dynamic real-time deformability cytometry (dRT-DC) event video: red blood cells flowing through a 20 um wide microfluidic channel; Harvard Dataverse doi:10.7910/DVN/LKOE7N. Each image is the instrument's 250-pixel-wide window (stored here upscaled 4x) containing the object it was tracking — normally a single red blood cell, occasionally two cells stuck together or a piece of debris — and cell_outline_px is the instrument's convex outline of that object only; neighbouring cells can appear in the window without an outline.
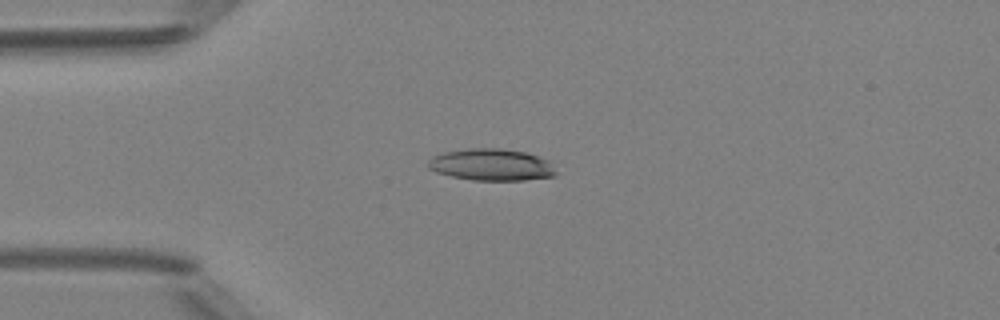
{"species": "Egyptian fruit bat (a non-hibernating species)", "species_latin": "Rousettus aegyptiacus", "temperature_condition": "room temperature", "stored_images_in_passage": 6, "camera_frame_rate_fps": 3000, "um_per_image_px": 0.085, "animal": {"sex": "female"}, "frame": {"image": 1, "passage_image": 3, "time_ms": 2.0, "image_size_px": [1000, 320], "cell_outline_px": [[556, 176], [524, 180], [472, 180], [452, 176], [436, 172], [428, 168], [428, 160], [432, 156], [444, 152], [468, 148], [500, 148], [524, 152], [548, 160], [552, 164], [556, 172]], "centroid_in_image_um": [41.76, 14.0], "position_along_channel_um": 43.2, "area_um2": 23.7}}
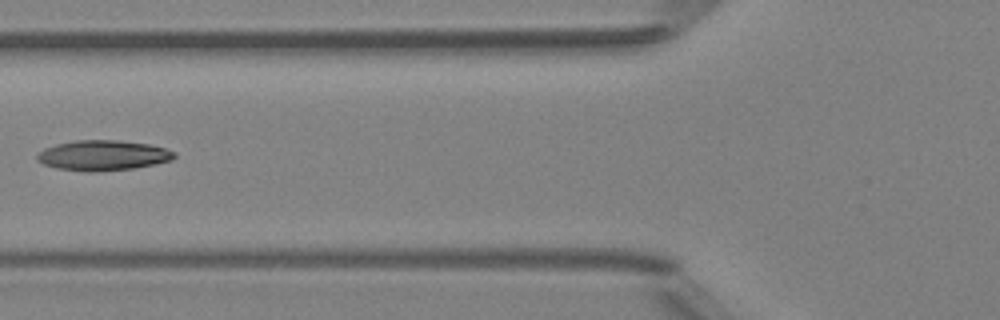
{"frame": {"image": 2, "passage_image": 5, "time_ms": 4.333, "image_size_px": [1000, 320], "cell_outline_px": [[176, 156], [172, 160], [156, 164], [132, 168], [96, 172], [88, 172], [56, 168], [44, 164], [36, 160], [36, 156], [44, 148], [56, 144], [76, 140], [116, 140], [148, 144], [164, 148], [176, 152]], "centroid_in_image_um": [8.75, 13.21], "position_along_channel_um": 117.1, "area_um2": 24.16}}
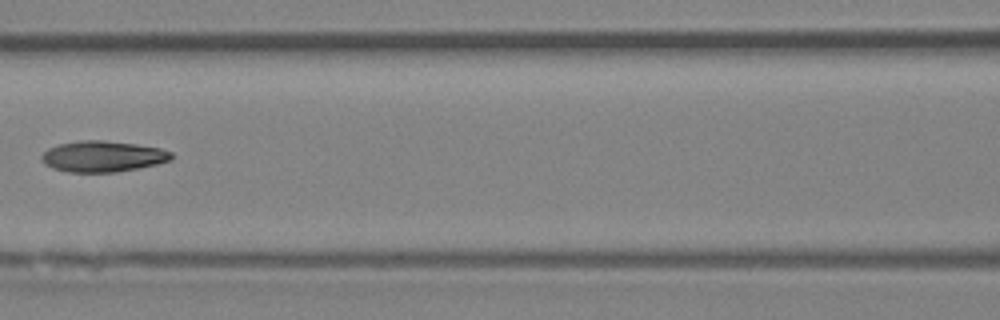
{"frame": {"image": 3, "passage_image": 6, "time_ms": 5.333, "image_size_px": [1000, 320], "cell_outline_px": [[172, 160], [140, 168], [116, 172], [68, 172], [52, 168], [44, 164], [40, 160], [40, 156], [48, 148], [60, 144], [80, 140], [104, 140], [136, 144], [160, 148], [172, 152]], "centroid_in_image_um": [8.72, 13.3], "position_along_channel_um": 157.9, "area_um2": 23.58}}